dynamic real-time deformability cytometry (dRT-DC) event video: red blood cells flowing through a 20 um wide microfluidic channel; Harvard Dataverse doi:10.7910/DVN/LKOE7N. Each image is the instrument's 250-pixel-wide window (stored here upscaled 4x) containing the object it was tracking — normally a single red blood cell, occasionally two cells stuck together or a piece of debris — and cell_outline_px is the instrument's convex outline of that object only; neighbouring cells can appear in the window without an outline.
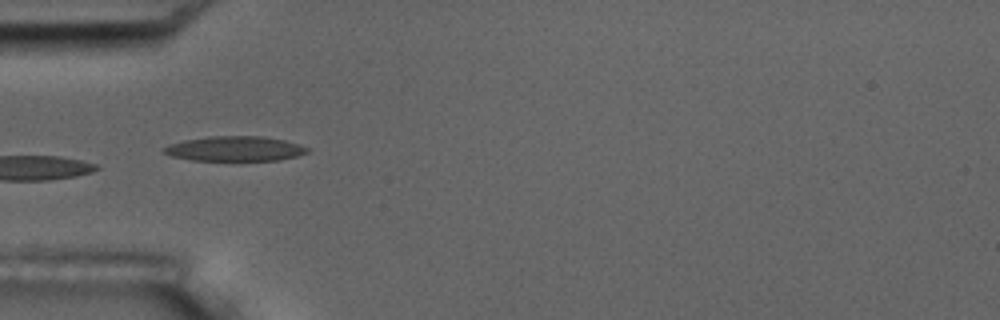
{"species": "common noctule bat (a hibernating species)", "species_latin": "Nyctalus noctula", "temperature_condition": "room temperature", "stored_images_in_passage": 9, "camera_frame_rate_fps": 3000, "um_per_image_px": 0.085, "animal": {"sex": "male", "body_mass_g": 17.5, "forearm_length_mm": 52.3}, "frame": {"image": 1, "passage_image": 6, "time_ms": 5.667, "image_size_px": [1000, 320], "cell_outline_px": [[308, 152], [296, 156], [276, 160], [192, 160], [172, 156], [160, 152], [160, 148], [168, 144], [184, 140], [208, 136], [264, 136], [284, 140], [308, 148]], "centroid_in_image_um": [19.87, 12.63], "position_along_channel_um": 65.1, "area_um2": 20.75}}
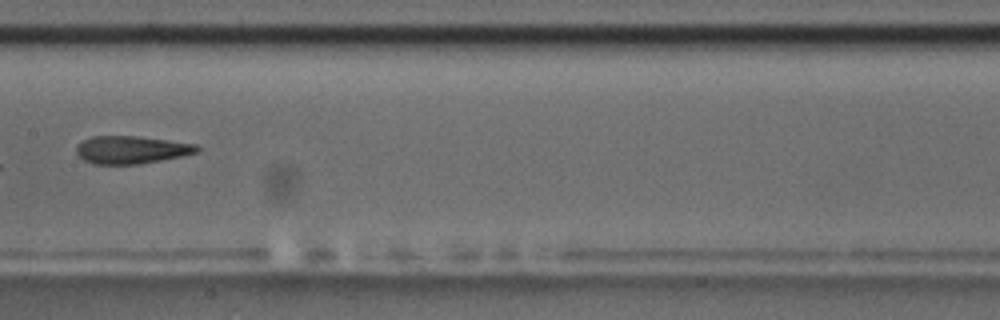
{"frame": {"image": 2, "passage_image": 9, "time_ms": 9.333, "image_size_px": [1000, 320], "cell_outline_px": [[200, 152], [184, 156], [140, 164], [92, 164], [84, 160], [76, 152], [76, 148], [84, 140], [92, 136], [136, 136], [196, 144], [200, 148]], "centroid_in_image_um": [11.21, 12.74], "position_along_channel_um": 196.2, "area_um2": 19.48}}